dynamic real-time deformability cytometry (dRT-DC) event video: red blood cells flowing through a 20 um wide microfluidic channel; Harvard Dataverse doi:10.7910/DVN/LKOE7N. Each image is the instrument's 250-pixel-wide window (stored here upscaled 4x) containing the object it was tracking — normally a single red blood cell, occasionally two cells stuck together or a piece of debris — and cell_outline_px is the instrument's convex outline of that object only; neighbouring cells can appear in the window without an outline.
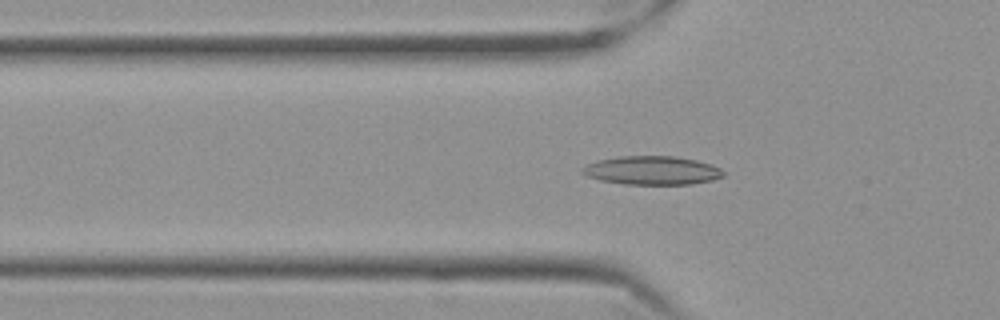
{"species": "Egyptian fruit bat (a non-hibernating species)", "species_latin": "Rousettus aegyptiacus", "temperature_condition": "cold", "stored_images_in_passage": 58, "camera_frame_rate_fps": 3000, "um_per_image_px": 0.085, "frame": {"image": 1, "passage_image": 19, "time_ms": 6.0, "image_size_px": [1000, 320], "cell_outline_px": [[724, 176], [712, 180], [692, 184], [624, 184], [600, 180], [588, 176], [580, 172], [580, 168], [596, 160], [620, 156], [672, 156], [696, 160], [720, 168], [724, 172]], "centroid_in_image_um": [55.39, 14.48], "position_along_channel_um": 70.4, "area_um2": 23.47}}
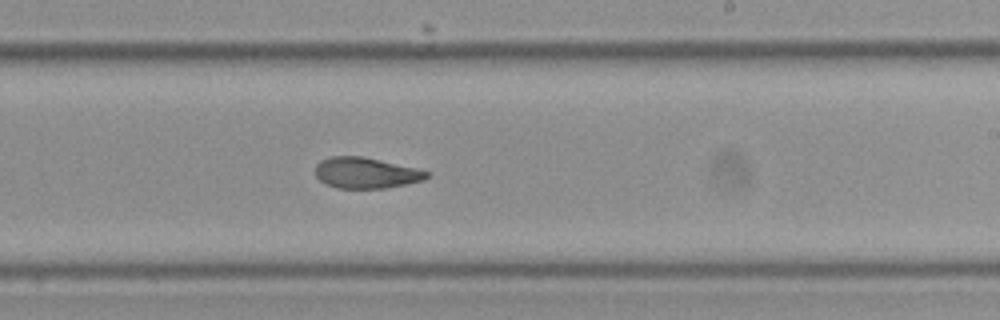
{"frame": {"image": 2, "passage_image": 35, "time_ms": 11.333, "image_size_px": [1000, 320], "cell_outline_px": [[428, 176], [424, 180], [384, 188], [336, 188], [324, 184], [316, 176], [316, 164], [320, 160], [328, 156], [360, 156], [380, 160], [416, 168], [428, 172]], "centroid_in_image_um": [31.04, 14.69], "position_along_channel_um": 258.0, "area_um2": 19.94}}
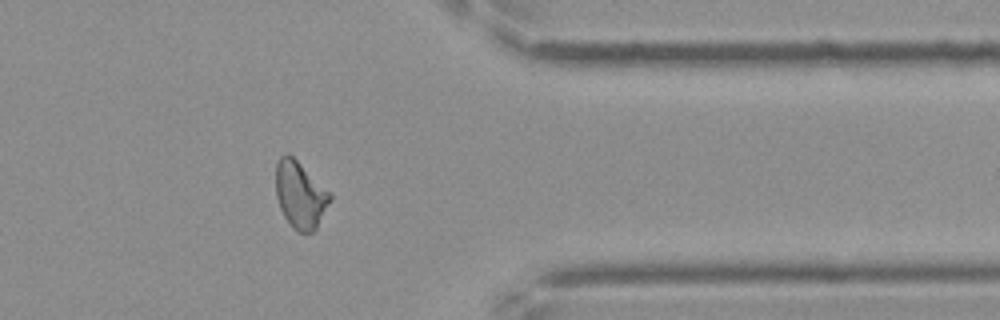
{"frame": {"image": 3, "passage_image": 47, "time_ms": 15.333, "image_size_px": [1000, 320], "cell_outline_px": [[332, 200], [316, 228], [312, 232], [300, 232], [284, 216], [280, 208], [276, 196], [276, 164], [280, 156], [284, 152], [288, 152], [332, 196]], "centroid_in_image_um": [25.5, 16.54], "position_along_channel_um": 385.9, "area_um2": 20.58}, "authors_computed_cell_mechanics": {"area_um2": 21.1548, "velocity_mm_per_s": 3.5039, "shape_relaxation_time_tau1_ms": null, "shape_relaxation_time_tau2_ms": 3.1091, "deformation_change_tau1": null, "deformation_change_tau2": 0.0978}}